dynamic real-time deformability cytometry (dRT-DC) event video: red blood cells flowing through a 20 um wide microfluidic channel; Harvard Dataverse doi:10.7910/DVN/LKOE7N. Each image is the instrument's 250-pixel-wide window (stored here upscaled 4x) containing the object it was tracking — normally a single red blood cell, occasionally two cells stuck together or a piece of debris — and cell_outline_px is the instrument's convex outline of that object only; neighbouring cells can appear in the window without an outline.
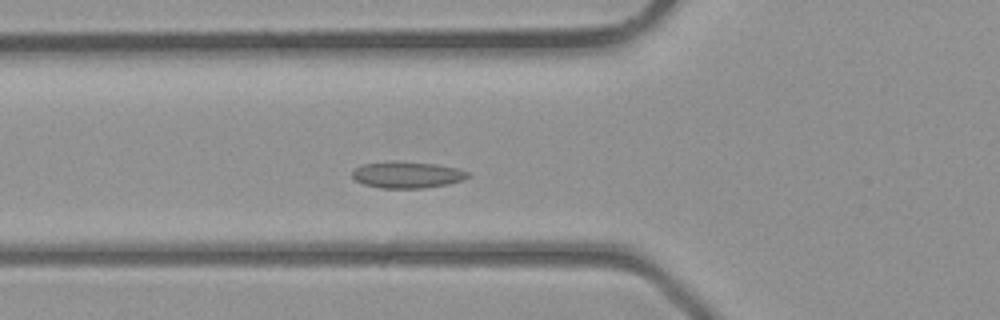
{"species": "common noctule bat (a hibernating species)", "species_latin": "Nyctalus noctula", "temperature_condition": "room temperature", "stored_images_in_passage": 35, "camera_frame_rate_fps": 3000, "um_per_image_px": 0.085, "animal": {"sex": "male", "body_mass_g": 23.1, "forearm_length_mm": 52.7}, "frame": {"image": 1, "passage_image": 9, "time_ms": 2.667, "image_size_px": [1000, 320], "cell_outline_px": [[468, 176], [464, 180], [448, 184], [424, 188], [380, 188], [364, 184], [356, 180], [352, 176], [352, 172], [360, 164], [392, 160], [396, 160], [436, 164], [456, 168], [468, 172]], "centroid_in_image_um": [34.58, 14.84], "position_along_channel_um": 91.2, "area_um2": 18.03}}
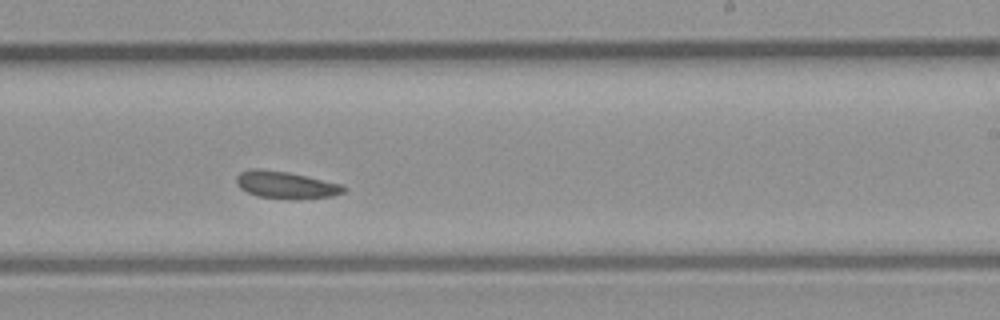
{"frame": {"image": 2, "passage_image": 19, "time_ms": 6.0, "image_size_px": [1000, 320], "cell_outline_px": [[348, 188], [344, 192], [332, 196], [292, 200], [256, 196], [240, 188], [236, 184], [236, 176], [240, 172], [248, 168], [260, 168], [288, 172], [344, 184]], "centroid_in_image_um": [24.3, 15.71], "position_along_channel_um": 264.7, "area_um2": 17.4}}
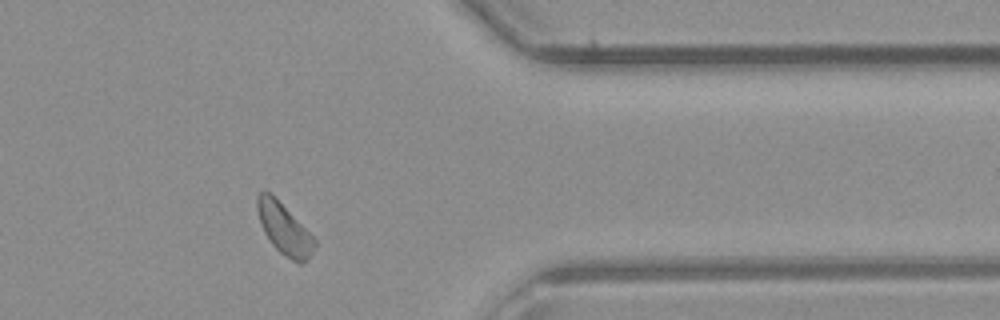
{"frame": {"image": 3, "passage_image": 27, "time_ms": 8.667, "image_size_px": [1000, 320], "cell_outline_px": [[316, 248], [300, 264], [284, 256], [272, 244], [264, 232], [260, 224], [256, 208], [256, 196], [260, 192], [268, 192], [316, 240]], "centroid_in_image_um": [24.12, 19.49], "position_along_channel_um": 387.3, "area_um2": 16.3}}